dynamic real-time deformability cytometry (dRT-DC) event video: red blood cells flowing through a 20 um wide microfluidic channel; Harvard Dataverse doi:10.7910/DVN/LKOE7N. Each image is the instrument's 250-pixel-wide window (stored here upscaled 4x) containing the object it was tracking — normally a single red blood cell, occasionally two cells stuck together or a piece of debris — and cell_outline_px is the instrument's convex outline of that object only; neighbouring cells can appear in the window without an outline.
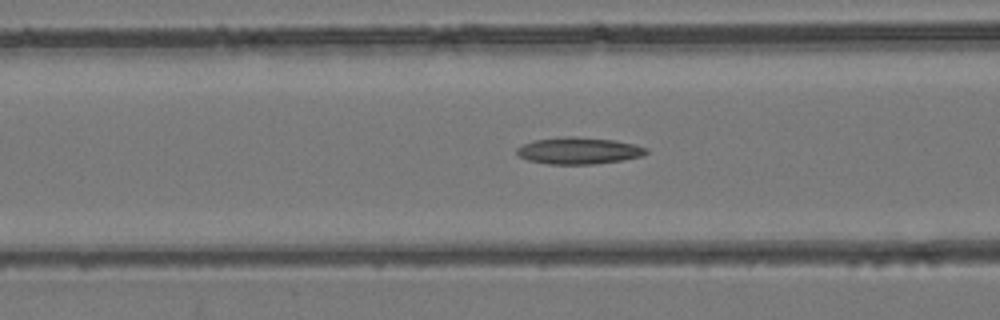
{"species": "common noctule bat (a hibernating species)", "species_latin": "Nyctalus noctula", "temperature_condition": "room temperature", "stored_images_in_passage": 32, "camera_frame_rate_fps": 3000, "um_per_image_px": 0.085, "animal": {"sex": "female", "body_mass_g": 24.6, "forearm_length_mm": 56.2}, "frame": {"image": 1, "passage_image": 6, "time_ms": 1.667, "image_size_px": [1000, 320], "cell_outline_px": [[648, 152], [644, 156], [624, 160], [592, 164], [548, 164], [528, 160], [520, 156], [516, 152], [516, 148], [532, 140], [564, 136], [572, 136], [616, 140], [636, 144], [648, 148]], "centroid_in_image_um": [49.23, 12.8], "position_along_channel_um": 117.4, "area_um2": 20.4}}
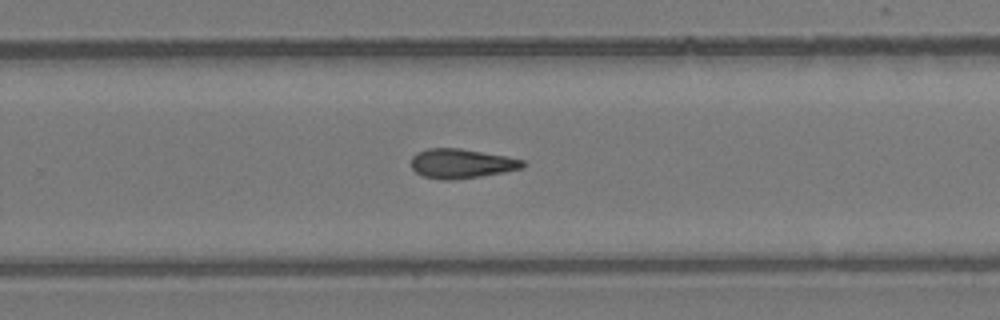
{"frame": {"image": 2, "passage_image": 17, "time_ms": 5.333, "image_size_px": [1000, 320], "cell_outline_px": [[528, 164], [524, 168], [504, 172], [480, 176], [452, 180], [440, 180], [420, 176], [412, 168], [412, 156], [416, 152], [428, 148], [460, 148], [504, 156], [524, 160]], "centroid_in_image_um": [39.21, 13.91], "position_along_channel_um": 290.6, "area_um2": 19.31}}
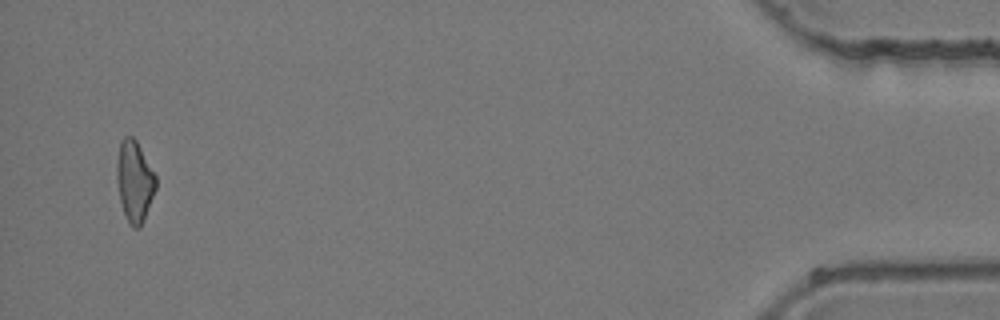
{"frame": {"image": 3, "passage_image": 31, "time_ms": 10.0, "image_size_px": [1000, 320], "cell_outline_px": [[156, 188], [144, 220], [140, 228], [132, 228], [128, 224], [124, 216], [120, 200], [116, 180], [116, 164], [120, 140], [124, 136], [132, 136], [136, 140], [156, 176]], "centroid_in_image_um": [11.41, 15.43], "position_along_channel_um": 423.8, "area_um2": 18.67}}